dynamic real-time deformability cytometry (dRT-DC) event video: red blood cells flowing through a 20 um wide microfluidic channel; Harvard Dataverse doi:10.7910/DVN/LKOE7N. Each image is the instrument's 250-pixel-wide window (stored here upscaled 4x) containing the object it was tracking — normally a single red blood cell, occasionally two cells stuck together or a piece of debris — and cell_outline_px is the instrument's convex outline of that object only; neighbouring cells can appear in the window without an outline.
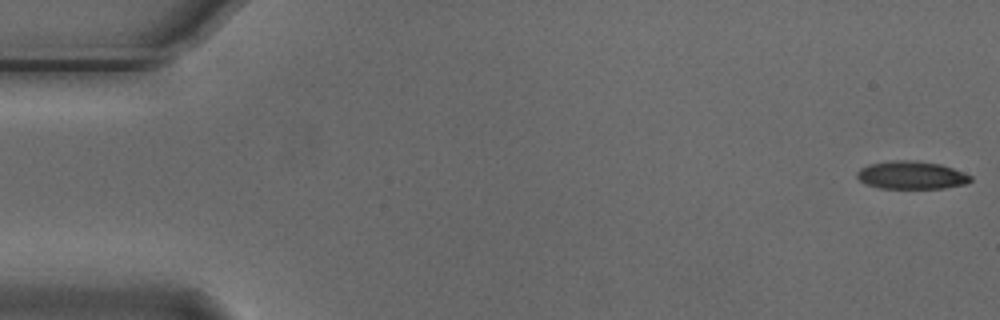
{"species": "Egyptian fruit bat (a non-hibernating species)", "species_latin": "Rousettus aegyptiacus", "temperature_condition": "cold", "stored_images_in_passage": 54, "camera_frame_rate_fps": 3000, "um_per_image_px": 0.085, "animal": {"sex": "male"}, "frame": {"image": 1, "passage_image": 1, "time_ms": 0.0, "image_size_px": [1000, 320], "cell_outline_px": [[972, 180], [968, 184], [944, 188], [880, 188], [864, 184], [856, 176], [856, 172], [860, 168], [868, 164], [892, 160], [916, 160], [940, 164], [952, 168], [972, 176]], "centroid_in_image_um": [77.46, 14.88], "position_along_channel_um": 7.5, "area_um2": 18.67}}
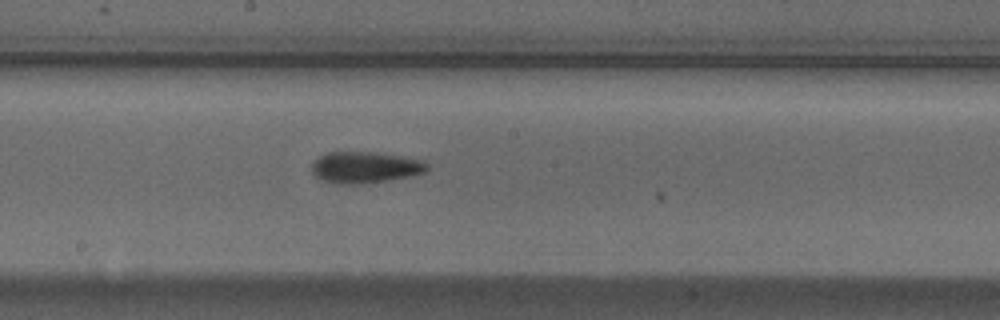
{"frame": {"image": 2, "passage_image": 29, "time_ms": 9.333, "image_size_px": [1000, 320], "cell_outline_px": [[428, 168], [424, 172], [408, 176], [384, 180], [356, 184], [340, 184], [324, 180], [316, 176], [312, 172], [312, 164], [320, 156], [328, 152], [376, 152], [424, 160], [428, 164]], "centroid_in_image_um": [31.03, 14.21], "position_along_channel_um": 217.2, "area_um2": 20.69}}
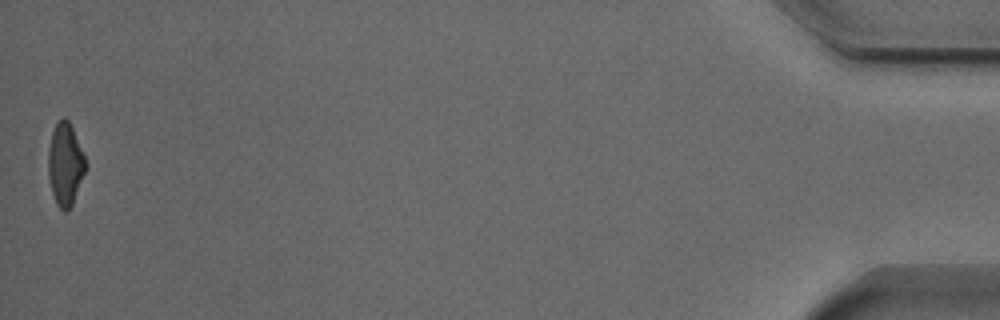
{"frame": {"image": 3, "passage_image": 54, "time_ms": 17.667, "image_size_px": [1000, 320], "cell_outline_px": [[88, 168], [72, 204], [64, 212], [56, 204], [52, 192], [48, 176], [48, 148], [52, 132], [56, 124], [64, 116], [68, 120], [72, 128], [88, 164]], "centroid_in_image_um": [5.56, 13.97], "position_along_channel_um": 429.6, "area_um2": 18.03}, "authors_computed_cell_mechanics": {"area_um2": 19.5653, "velocity_mm_per_s": 3.758, "shape_relaxation_time_tau1_ms": 3.6445, "shape_relaxation_time_tau2_ms": 8.8041, "deformation_change_tau1": 0.1428, "deformation_change_tau2": 0.217}}